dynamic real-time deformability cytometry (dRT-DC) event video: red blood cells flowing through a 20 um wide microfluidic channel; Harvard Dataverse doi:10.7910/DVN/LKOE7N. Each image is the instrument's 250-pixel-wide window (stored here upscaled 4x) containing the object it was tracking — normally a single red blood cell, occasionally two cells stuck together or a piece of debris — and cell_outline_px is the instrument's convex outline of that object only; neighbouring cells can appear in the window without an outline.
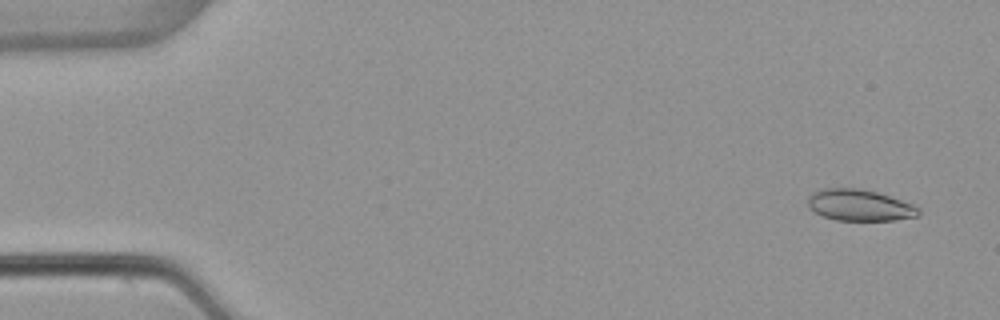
{"species": "common noctule bat (a hibernating species)", "species_latin": "Nyctalus noctula", "temperature_condition": "warm", "stored_images_in_passage": 54, "segment_of_instrument_passage": [1, 2], "camera_frame_rate_fps": 3000, "um_per_image_px": 0.085, "animal": {"sex": "female", "body_mass_g": 22.7, "forearm_length_mm": 54.2}, "frame": {"image": 1, "passage_image": 3, "time_ms": 0.667, "image_size_px": [1000, 320], "cell_outline_px": [[920, 216], [896, 220], [836, 220], [824, 216], [808, 208], [808, 196], [812, 192], [820, 188], [860, 188], [876, 192], [912, 204], [920, 208]], "centroid_in_image_um": [73.05, 17.44], "position_along_channel_um": 11.9, "area_um2": 20.29}}
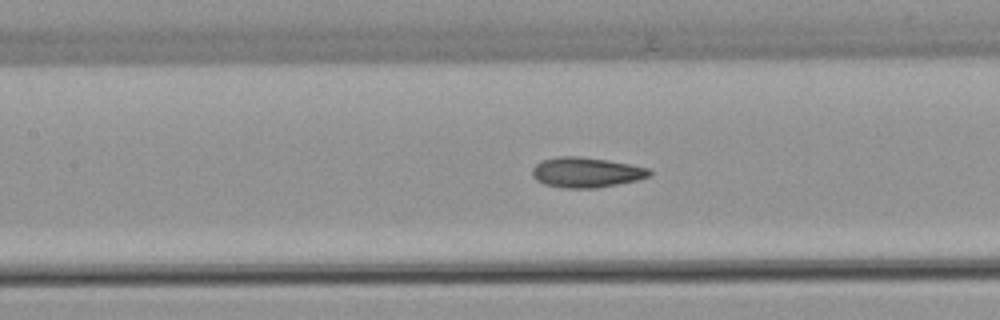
{"frame": {"image": 2, "passage_image": 24, "time_ms": 7.667, "image_size_px": [1000, 320], "cell_outline_px": [[652, 176], [636, 180], [596, 188], [564, 188], [544, 184], [536, 180], [532, 176], [532, 168], [540, 160], [560, 156], [580, 156], [608, 160], [648, 168], [652, 172]], "centroid_in_image_um": [49.8, 14.65], "position_along_channel_um": 157.6, "area_um2": 20.63}}
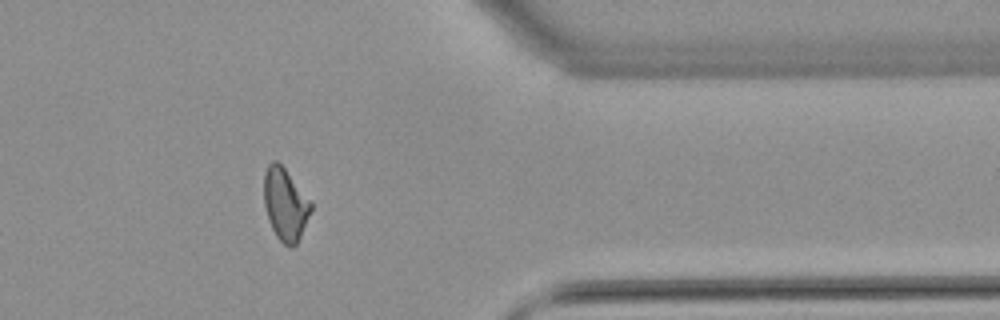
{"frame": {"image": 3, "passage_image": 43, "time_ms": 14.0, "image_size_px": [1000, 320], "cell_outline_px": [[312, 208], [300, 236], [296, 244], [292, 248], [284, 244], [276, 236], [268, 220], [264, 204], [264, 172], [268, 164], [272, 160], [276, 160], [284, 168], [312, 200]], "centroid_in_image_um": [24.24, 17.34], "position_along_channel_um": 387.2, "area_um2": 19.83}}